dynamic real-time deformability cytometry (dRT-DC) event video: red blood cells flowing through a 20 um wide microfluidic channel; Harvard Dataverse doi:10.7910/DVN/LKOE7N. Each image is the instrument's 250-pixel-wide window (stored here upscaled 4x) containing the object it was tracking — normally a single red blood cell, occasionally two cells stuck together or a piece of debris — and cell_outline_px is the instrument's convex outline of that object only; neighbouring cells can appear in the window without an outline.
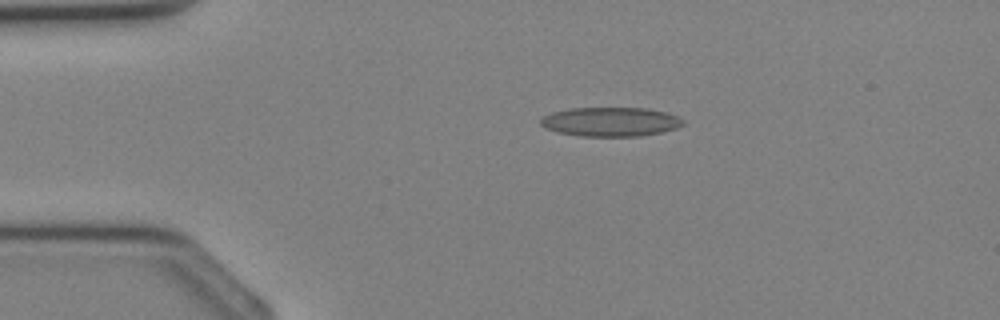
{"species": "Egyptian fruit bat (a non-hibernating species)", "species_latin": "Rousettus aegyptiacus", "temperature_condition": "cold", "stored_images_in_passage": 29, "camera_frame_rate_fps": 3000, "um_per_image_px": 0.085, "animal": {"sex": "female"}, "frame": {"image": 1, "passage_image": 1, "time_ms": 0.0, "image_size_px": [1000, 320], "cell_outline_px": [[684, 124], [676, 128], [660, 132], [640, 136], [580, 136], [560, 132], [544, 128], [540, 124], [540, 120], [544, 116], [552, 112], [568, 108], [648, 108], [668, 112], [680, 116], [684, 120]], "centroid_in_image_um": [51.93, 10.34], "position_along_channel_um": 33.1, "area_um2": 24.33}}
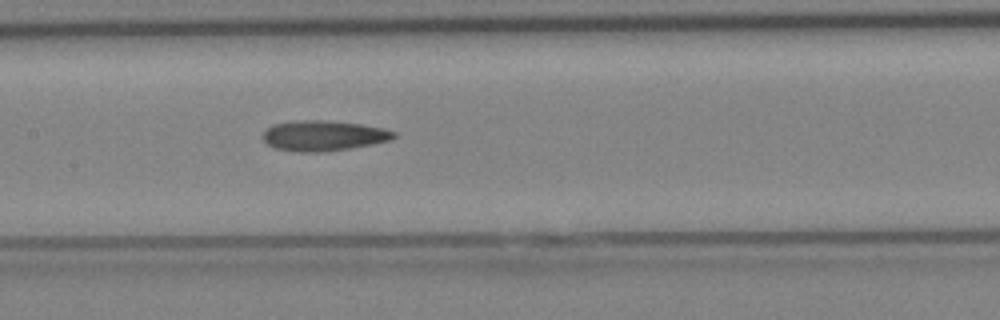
{"frame": {"image": 2, "passage_image": 11, "time_ms": 3.333, "image_size_px": [1000, 320], "cell_outline_px": [[396, 136], [392, 140], [372, 144], [324, 152], [300, 152], [276, 148], [268, 144], [264, 140], [264, 132], [272, 124], [300, 120], [324, 120], [360, 124], [384, 128], [396, 132]], "centroid_in_image_um": [27.53, 11.53], "position_along_channel_um": 179.9, "area_um2": 23.0}}
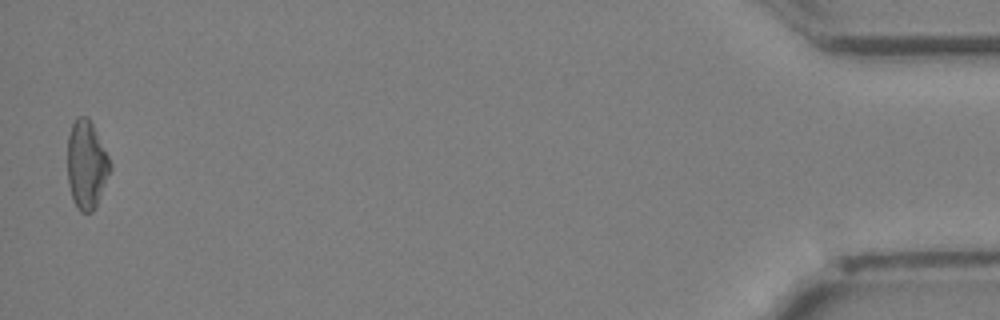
{"frame": {"image": 3, "passage_image": 29, "time_ms": 9.333, "image_size_px": [1000, 320], "cell_outline_px": [[112, 168], [96, 204], [92, 212], [80, 212], [72, 196], [68, 184], [68, 136], [72, 124], [76, 116], [88, 116], [112, 164]], "centroid_in_image_um": [7.35, 13.97], "position_along_channel_um": 427.9, "area_um2": 21.62}}